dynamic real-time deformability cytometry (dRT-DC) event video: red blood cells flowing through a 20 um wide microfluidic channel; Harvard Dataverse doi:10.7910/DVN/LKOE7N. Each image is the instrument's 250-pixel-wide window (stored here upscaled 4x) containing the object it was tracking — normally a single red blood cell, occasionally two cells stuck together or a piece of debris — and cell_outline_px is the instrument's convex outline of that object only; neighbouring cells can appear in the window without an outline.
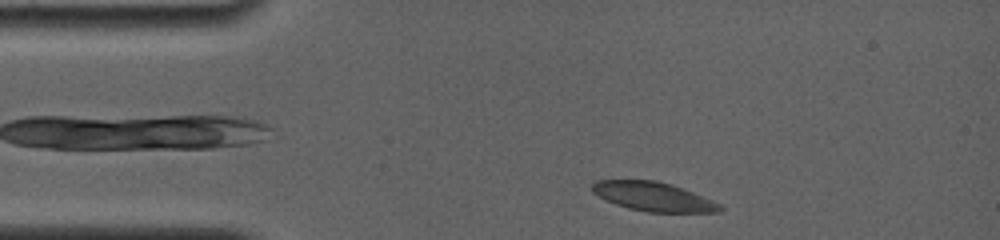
{"species": "common noctule bat (a hibernating species)", "species_latin": "Nyctalus noctula", "temperature_condition": "room temperature", "stored_images_in_passage": 74, "camera_frame_rate_fps": 4000, "um_per_image_px": 0.085, "animal": {"sex": "female", "body_mass_g": 19.0, "forearm_length_mm": 56.7}, "frame": {"image": 1, "passage_image": 5, "time_ms": 0.5, "image_size_px": [1000, 240], "cell_outline_px": [[724, 208], [720, 212], [648, 212], [628, 208], [604, 200], [592, 192], [592, 184], [596, 180], [656, 180], [672, 184], [712, 200], [720, 204]], "centroid_in_image_um": [55.51, 16.71], "position_along_channel_um": 29.5, "area_um2": 21.62}}
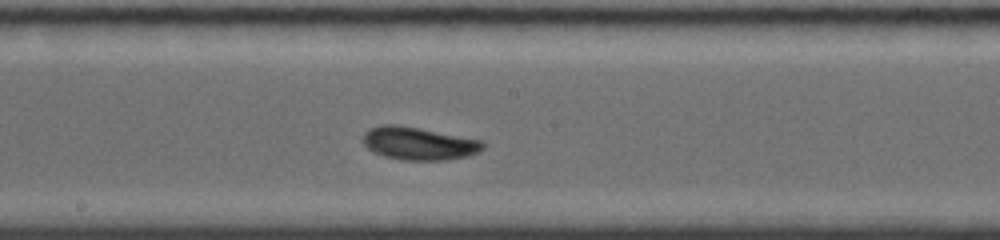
{"frame": {"image": 2, "passage_image": 44, "time_ms": 6.5, "image_size_px": [1000, 240], "cell_outline_px": [[484, 148], [480, 152], [468, 156], [444, 160], [404, 160], [384, 156], [368, 148], [364, 144], [364, 132], [372, 128], [384, 124], [396, 124], [484, 140]], "centroid_in_image_um": [35.65, 12.19], "position_along_channel_um": 212.6, "area_um2": 22.83}}
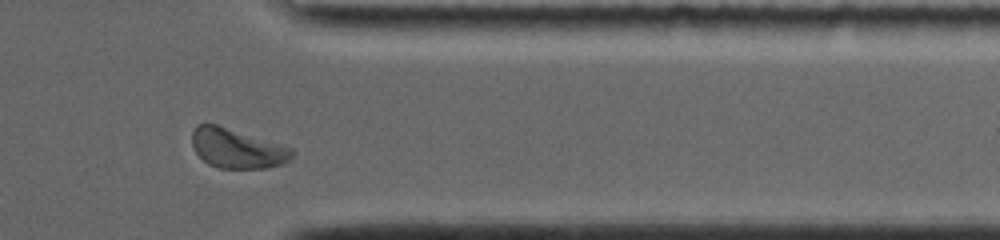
{"frame": {"image": 3, "passage_image": 68, "time_ms": 11.25, "image_size_px": [1000, 240], "cell_outline_px": [[292, 156], [284, 164], [268, 168], [220, 168], [208, 164], [196, 152], [192, 144], [192, 132], [196, 124], [216, 124], [284, 144], [292, 148]], "centroid_in_image_um": [20.17, 12.61], "position_along_channel_um": 391.2, "area_um2": 23.18}, "authors_computed_cell_mechanics": {"area_um2": 22.4842, "velocity_mm_per_s": 3.7672, "shape_relaxation_time_tau1_ms": 2.6421, "shape_relaxation_time_tau2_ms": 7.0688, "deformation_change_tau1": 0.1082, "deformation_change_tau2": 0.0661}}